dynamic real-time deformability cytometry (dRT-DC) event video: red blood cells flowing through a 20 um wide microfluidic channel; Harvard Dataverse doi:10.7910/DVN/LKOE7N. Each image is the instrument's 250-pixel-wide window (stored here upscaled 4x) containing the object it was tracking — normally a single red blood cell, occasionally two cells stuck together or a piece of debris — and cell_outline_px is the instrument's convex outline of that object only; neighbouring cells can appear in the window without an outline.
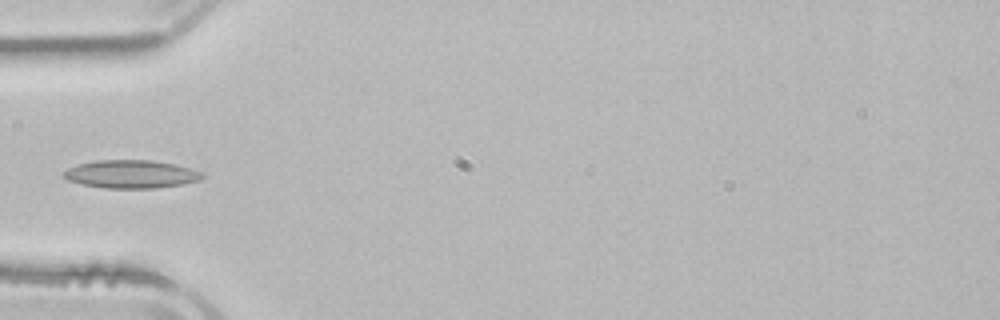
{"species": "common noctule bat (a hibernating species)", "species_latin": "Nyctalus noctula", "temperature_condition": "room temperature", "stored_images_in_passage": 4, "camera_frame_rate_fps": 3000, "um_per_image_px": 0.085, "animal": {"sex": "male", "body_mass_g": 21.5, "forearm_length_mm": 52.0}, "frame": {"image": 1, "passage_image": 4, "time_ms": 4.667, "image_size_px": [1000, 320], "cell_outline_px": [[204, 176], [200, 180], [180, 184], [152, 188], [104, 188], [80, 184], [68, 180], [60, 172], [76, 164], [96, 160], [152, 160], [172, 164], [204, 172]], "centroid_in_image_um": [11.08, 14.8], "position_along_channel_um": 73.9, "area_um2": 22.66}}